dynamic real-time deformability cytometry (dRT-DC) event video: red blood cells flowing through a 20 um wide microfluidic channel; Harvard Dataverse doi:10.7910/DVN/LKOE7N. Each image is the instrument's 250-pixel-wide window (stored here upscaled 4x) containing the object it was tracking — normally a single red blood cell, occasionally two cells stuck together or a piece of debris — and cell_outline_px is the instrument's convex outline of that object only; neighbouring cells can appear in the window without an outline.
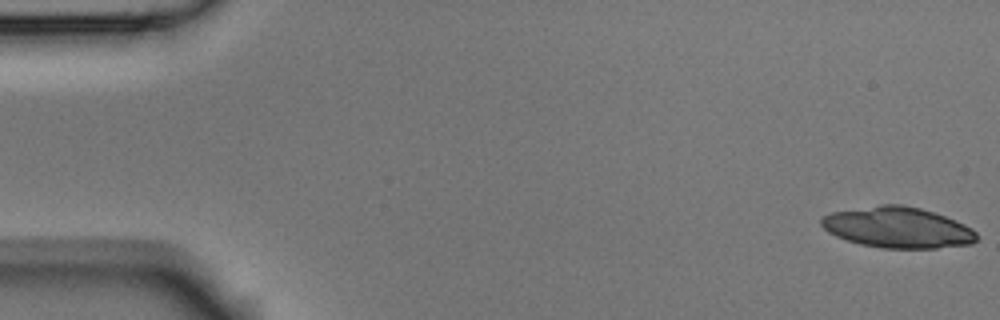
{"species": "Egyptian fruit bat (a non-hibernating species)", "species_latin": "Rousettus aegyptiacus", "temperature_condition": "room temperature", "stored_images_in_passage": 5, "segment_of_instrument_passage": [1, 2], "camera_frame_rate_fps": 3000, "um_per_image_px": 0.085, "animal": {"sex": "male"}, "frame": {"image": 1, "passage_image": 1, "time_ms": 0.0, "image_size_px": [1000, 320], "cell_outline_px": [[976, 240], [972, 244], [936, 248], [880, 248], [860, 244], [836, 236], [828, 232], [820, 224], [820, 216], [832, 212], [884, 204], [900, 204], [920, 208], [956, 220], [972, 228], [976, 232]], "centroid_in_image_um": [76.29, 19.34], "position_along_channel_um": 8.7, "area_um2": 36.93}}